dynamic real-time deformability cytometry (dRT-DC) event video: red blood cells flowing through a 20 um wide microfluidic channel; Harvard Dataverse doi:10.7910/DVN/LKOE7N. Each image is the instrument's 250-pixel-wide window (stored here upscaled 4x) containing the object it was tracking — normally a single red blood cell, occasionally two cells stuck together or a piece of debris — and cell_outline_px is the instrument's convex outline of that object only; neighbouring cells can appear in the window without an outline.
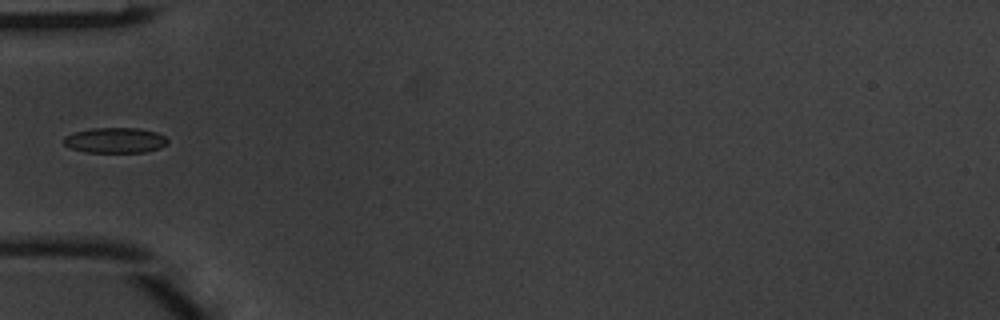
{"species": "common noctule bat (a hibernating species)", "species_latin": "Nyctalus noctula", "temperature_condition": "warm", "stored_images_in_passage": 5, "camera_frame_rate_fps": 3000, "um_per_image_px": 0.085, "animal": {"sex": "male", "body_mass_g": 20.1, "forearm_length_mm": 53.5}, "frame": {"image": 1, "passage_image": 4, "time_ms": 1.0, "image_size_px": [1000, 320], "cell_outline_px": [[168, 144], [160, 148], [144, 152], [84, 152], [72, 148], [64, 144], [64, 136], [72, 132], [92, 128], [140, 128], [156, 132], [164, 136], [168, 140]], "centroid_in_image_um": [9.79, 11.92], "position_along_channel_um": 75.2, "area_um2": 15.43}}